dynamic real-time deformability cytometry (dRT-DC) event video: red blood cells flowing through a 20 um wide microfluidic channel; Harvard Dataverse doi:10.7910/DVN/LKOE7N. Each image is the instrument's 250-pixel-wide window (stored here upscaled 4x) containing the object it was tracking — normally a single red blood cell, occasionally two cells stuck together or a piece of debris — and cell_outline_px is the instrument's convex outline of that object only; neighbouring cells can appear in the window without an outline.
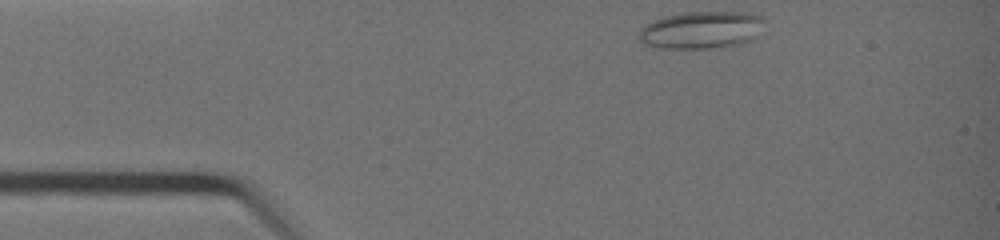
{"species": "common noctule bat (a hibernating species)", "species_latin": "Nyctalus noctula", "temperature_condition": "warm", "stored_images_in_passage": 29, "camera_frame_rate_fps": 3000, "um_per_image_px": 0.085, "animal": {"sex": "female", "body_mass_g": 19.0, "forearm_length_mm": 51.5}, "frame": {"image": 1, "passage_image": 1, "time_ms": 0.0, "image_size_px": [1000, 240], "cell_outline_px": [[764, 20], [752, 36], [748, 40], [740, 44], [720, 48], [656, 48], [644, 44], [640, 40], [640, 28], [644, 24], [664, 16], [680, 12], [752, 12], [760, 16]], "centroid_in_image_um": [59.53, 2.54], "position_along_channel_um": 25.5, "area_um2": 27.17}}
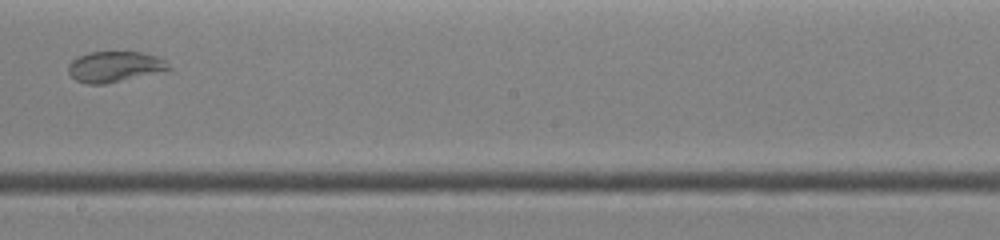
{"frame": {"image": 2, "passage_image": 18, "time_ms": 5.667, "image_size_px": [1000, 240], "cell_outline_px": [[172, 72], [104, 84], [88, 84], [76, 80], [68, 72], [68, 64], [76, 56], [88, 52], [140, 52], [156, 56], [168, 60], [172, 68]], "centroid_in_image_um": [9.86, 5.68], "position_along_channel_um": 238.3, "area_um2": 18.73}}
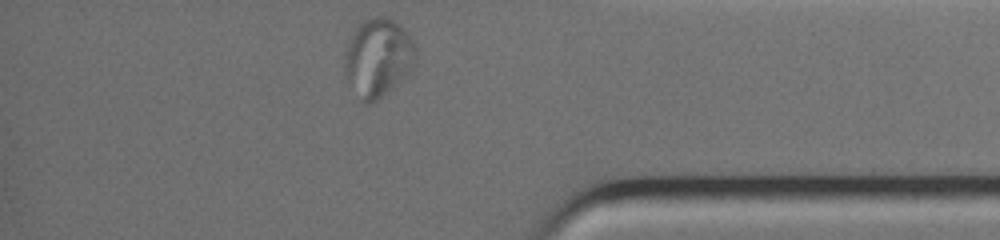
{"frame": {"image": 3, "passage_image": 29, "time_ms": 9.333, "image_size_px": [1000, 240], "cell_outline_px": [[416, 64], [392, 88], [376, 100], [368, 104], [364, 104], [360, 100], [344, 76], [344, 56], [352, 32], [364, 20], [372, 16], [384, 16], [400, 24], [408, 32], [416, 48]], "centroid_in_image_um": [32.12, 4.88], "position_along_channel_um": 403.1, "area_um2": 32.6}}